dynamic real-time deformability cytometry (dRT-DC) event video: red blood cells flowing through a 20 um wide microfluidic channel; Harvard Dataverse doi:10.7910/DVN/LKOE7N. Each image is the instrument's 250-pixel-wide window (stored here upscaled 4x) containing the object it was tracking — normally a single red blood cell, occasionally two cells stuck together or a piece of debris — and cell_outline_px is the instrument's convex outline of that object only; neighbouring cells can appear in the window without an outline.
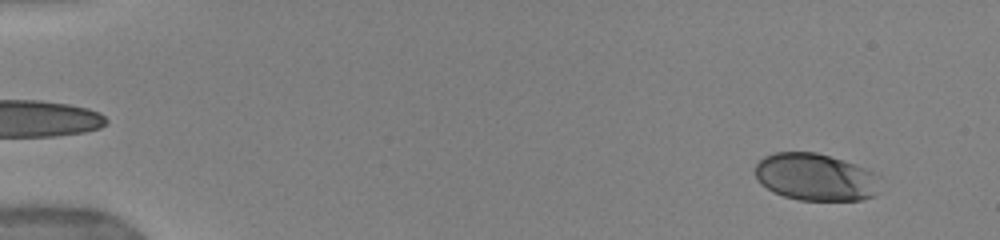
{"species": "human", "species_latin": "Homo sapiens", "temperature_condition": "warm", "stored_images_in_passage": 62, "camera_frame_rate_fps": 3000, "um_per_image_px": 0.085, "donor": {"sex": "female"}, "frame": {"image": 1, "passage_image": 4, "time_ms": 1.333, "image_size_px": [1000, 240], "cell_outline_px": [[880, 192], [876, 196], [864, 200], [800, 200], [784, 196], [768, 188], [756, 176], [756, 164], [764, 156], [776, 152], [816, 152], [856, 164], [880, 176]], "centroid_in_image_um": [69.4, 15.06], "position_along_channel_um": 15.6, "area_um2": 34.45}}
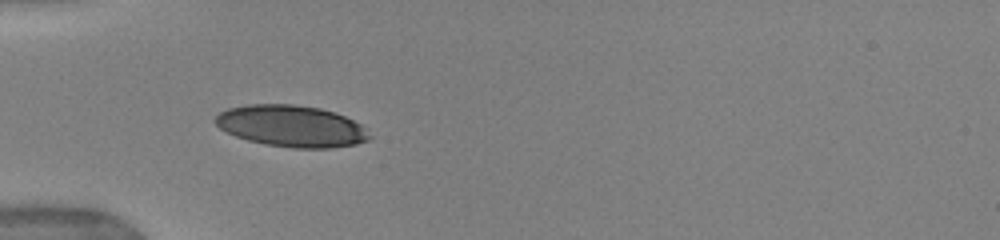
{"frame": {"image": 2, "passage_image": 22, "time_ms": 5.667, "image_size_px": [1000, 240], "cell_outline_px": [[372, 136], [368, 140], [356, 144], [332, 148], [292, 148], [264, 144], [248, 140], [236, 136], [220, 128], [212, 120], [220, 112], [228, 108], [248, 104], [292, 104], [320, 108], [344, 116], [360, 124]], "centroid_in_image_um": [24.75, 10.72], "position_along_channel_um": 60.2, "area_um2": 37.28}}
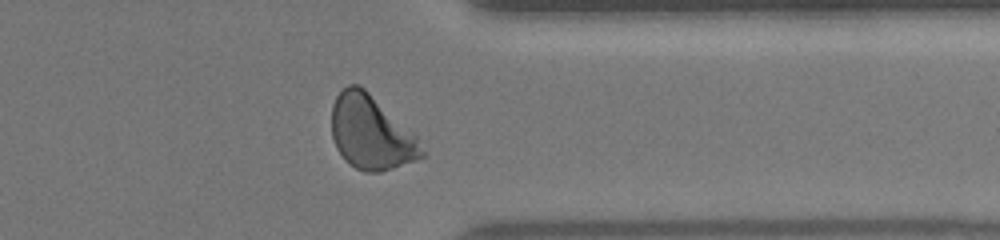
{"frame": {"image": 3, "passage_image": 53, "time_ms": 14.0, "image_size_px": [1000, 240], "cell_outline_px": [[424, 156], [416, 160], [380, 172], [364, 172], [348, 164], [336, 148], [332, 136], [332, 104], [336, 96], [348, 84], [356, 84], [364, 88], [416, 132], [424, 152]], "centroid_in_image_um": [31.56, 11.27], "position_along_channel_um": 379.8, "area_um2": 39.19}, "authors_computed_cell_mechanics": {"area_um2": 37.1654, "velocity_mm_per_s": 3.9491, "shape_relaxation_time_tau1_ms": 2.6214, "shape_relaxation_time_tau2_ms": null, "deformation_change_tau1": 0.1605, "deformation_change_tau2": null}}